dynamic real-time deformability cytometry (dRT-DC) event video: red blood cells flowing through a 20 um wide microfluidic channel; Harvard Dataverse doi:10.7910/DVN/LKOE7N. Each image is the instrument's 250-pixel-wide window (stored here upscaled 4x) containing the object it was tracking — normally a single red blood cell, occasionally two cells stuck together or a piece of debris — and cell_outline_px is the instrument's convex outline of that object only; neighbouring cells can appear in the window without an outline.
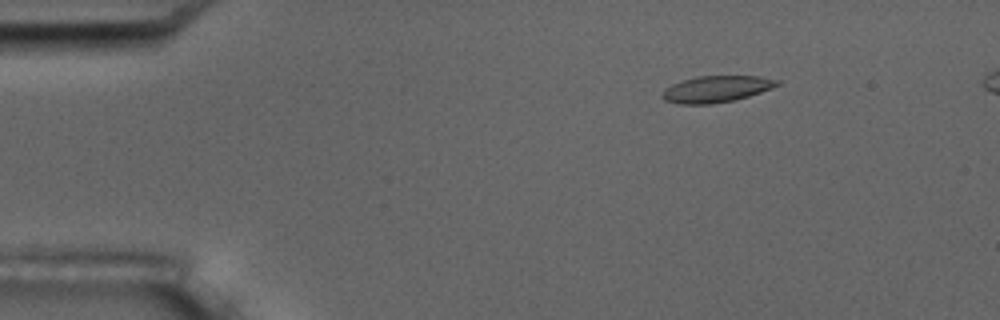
{"species": "common noctule bat (a hibernating species)", "species_latin": "Nyctalus noctula", "temperature_condition": "room temperature", "stored_images_in_passage": 4, "camera_frame_rate_fps": 3000, "um_per_image_px": 0.085, "animal": {"sex": "male", "body_mass_g": 17.5, "forearm_length_mm": 52.3}, "frame": {"image": 1, "passage_image": 2, "time_ms": 1.0, "image_size_px": [1000, 320], "cell_outline_px": [[780, 84], [772, 88], [748, 96], [732, 100], [712, 104], [676, 104], [664, 100], [660, 96], [672, 84], [696, 76], [760, 76], [780, 80]], "centroid_in_image_um": [60.9, 7.57], "position_along_channel_um": 24.1, "area_um2": 17.63}}